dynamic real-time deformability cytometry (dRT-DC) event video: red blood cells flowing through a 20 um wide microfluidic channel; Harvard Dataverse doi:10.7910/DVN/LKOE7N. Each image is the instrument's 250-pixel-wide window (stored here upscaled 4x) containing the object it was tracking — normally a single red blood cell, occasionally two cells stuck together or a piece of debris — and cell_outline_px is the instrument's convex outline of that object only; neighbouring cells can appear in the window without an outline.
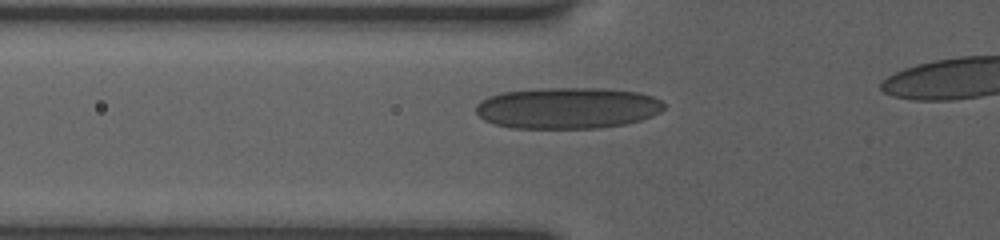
{"species": "human", "species_latin": "Homo sapiens", "temperature_condition": "room temperature", "stored_images_in_passage": 38, "camera_frame_rate_fps": 3000, "um_per_image_px": 0.085, "donor": {"sex": "female"}, "frame": {"image": 1, "passage_image": 2, "time_ms": 0.333, "image_size_px": [1000, 240], "cell_outline_px": [[664, 108], [660, 112], [652, 116], [640, 120], [624, 124], [600, 128], [512, 128], [496, 124], [484, 120], [476, 112], [476, 104], [480, 100], [488, 96], [500, 92], [540, 88], [600, 88], [640, 92], [652, 96], [660, 100], [664, 104]], "centroid_in_image_um": [48.22, 9.17], "position_along_channel_um": 77.6, "area_um2": 45.49}}
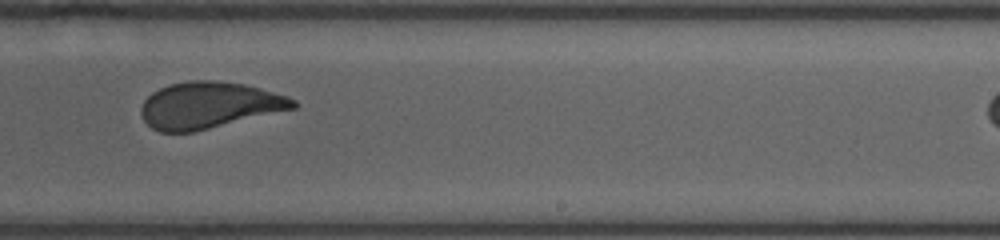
{"frame": {"image": 2, "passage_image": 21, "time_ms": 5.333, "image_size_px": [1000, 240], "cell_outline_px": [[296, 108], [192, 132], [160, 132], [152, 128], [144, 120], [140, 112], [140, 108], [144, 100], [152, 92], [168, 84], [188, 80], [212, 80], [244, 84], [260, 88], [288, 96], [296, 100]], "centroid_in_image_um": [17.75, 8.93], "position_along_channel_um": 271.3, "area_um2": 41.1}}
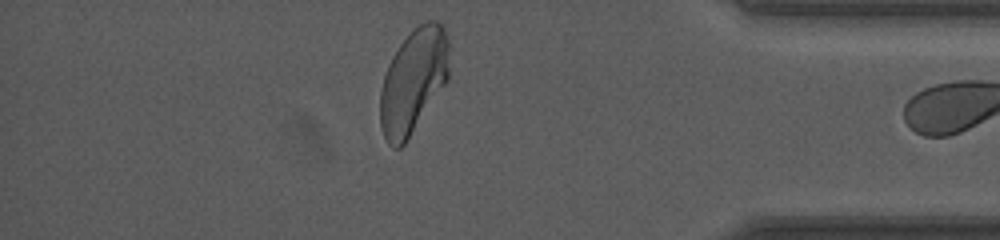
{"frame": {"image": 3, "passage_image": 36, "time_ms": 9.333, "image_size_px": [1000, 240], "cell_outline_px": [[448, 80], [404, 144], [400, 148], [392, 148], [388, 144], [384, 136], [380, 124], [380, 88], [388, 64], [392, 56], [400, 44], [412, 28], [424, 20], [436, 20], [444, 24], [448, 36]], "centroid_in_image_um": [35.13, 6.84], "position_along_channel_um": 400.1, "area_um2": 42.31}}